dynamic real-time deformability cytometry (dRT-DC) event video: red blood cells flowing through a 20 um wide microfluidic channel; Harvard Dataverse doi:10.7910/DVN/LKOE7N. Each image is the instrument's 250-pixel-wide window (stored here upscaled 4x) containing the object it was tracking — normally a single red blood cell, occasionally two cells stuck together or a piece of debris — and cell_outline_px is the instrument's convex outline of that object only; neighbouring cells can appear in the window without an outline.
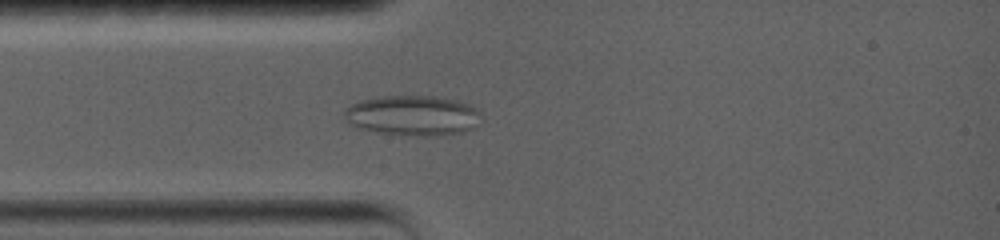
{"species": "common noctule bat (a hibernating species)", "species_latin": "Nyctalus noctula", "temperature_condition": "warm", "stored_images_in_passage": 79, "camera_frame_rate_fps": 5000, "um_per_image_px": 0.085, "animal": {"sex": "female", "body_mass_g": 19.0, "forearm_length_mm": 56.7}, "frame": {"image": 1, "passage_image": 17, "time_ms": 3.6, "image_size_px": [1000, 240], "cell_outline_px": [[480, 124], [476, 128], [464, 132], [436, 136], [420, 136], [376, 132], [356, 128], [348, 124], [344, 116], [344, 108], [352, 104], [364, 100], [384, 96], [436, 96], [460, 100], [476, 108]], "centroid_in_image_um": [35.09, 9.83], "position_along_channel_um": 49.9, "area_um2": 32.31}}
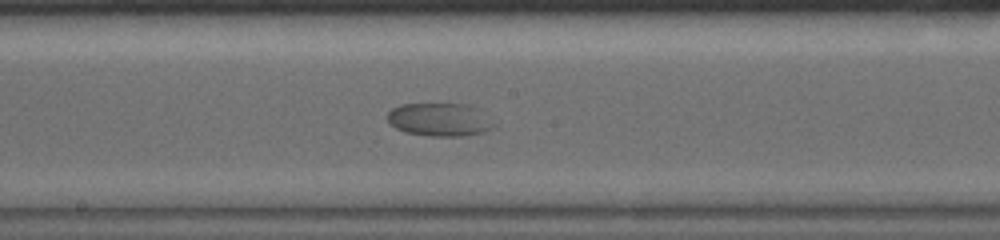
{"frame": {"image": 2, "passage_image": 36, "time_ms": 8.4, "image_size_px": [1000, 240], "cell_outline_px": [[496, 124], [492, 128], [484, 132], [464, 136], [428, 136], [408, 132], [396, 128], [388, 124], [388, 112], [392, 108], [400, 104], [464, 104], [472, 108]], "centroid_in_image_um": [37.3, 10.18], "position_along_channel_um": 210.9, "area_um2": 20.17}}
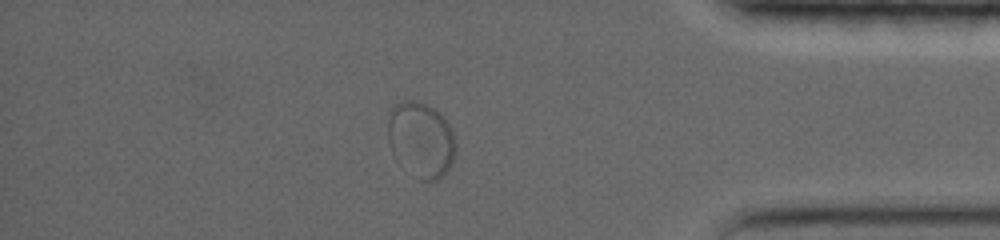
{"frame": {"image": 3, "passage_image": 63, "time_ms": 14.8, "image_size_px": [1000, 240], "cell_outline_px": [[456, 152], [452, 164], [436, 180], [420, 180], [396, 160], [392, 156], [388, 140], [388, 108], [392, 104], [404, 100], [420, 100], [428, 104], [440, 112], [448, 124], [452, 132], [456, 144]], "centroid_in_image_um": [35.74, 11.81], "position_along_channel_um": 399.5, "area_um2": 30.35}}